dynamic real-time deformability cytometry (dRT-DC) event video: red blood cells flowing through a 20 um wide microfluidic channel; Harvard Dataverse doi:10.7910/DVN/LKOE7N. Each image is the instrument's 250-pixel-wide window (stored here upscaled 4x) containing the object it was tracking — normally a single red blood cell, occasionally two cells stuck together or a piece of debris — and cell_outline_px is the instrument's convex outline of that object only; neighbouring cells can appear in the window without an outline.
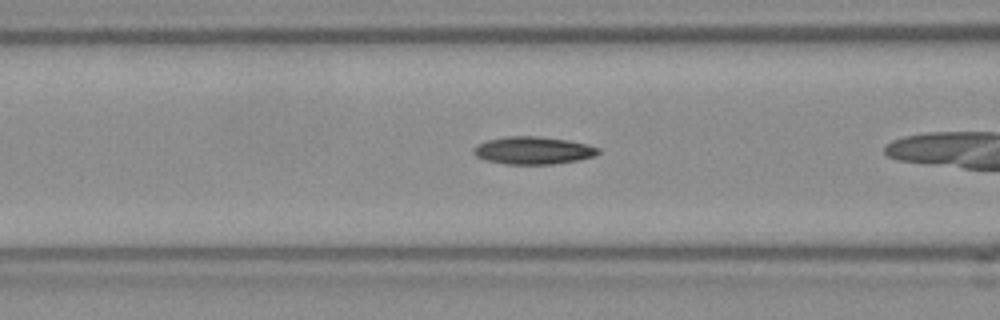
{"species": "Egyptian fruit bat (a non-hibernating species)", "species_latin": "Rousettus aegyptiacus", "temperature_condition": "room temperature", "stored_images_in_passage": 8, "camera_frame_rate_fps": 3000, "um_per_image_px": 0.085, "frame": {"image": 1, "passage_image": 6, "time_ms": 1.667, "image_size_px": [1000, 320], "cell_outline_px": [[600, 152], [592, 156], [580, 160], [552, 164], [508, 164], [488, 160], [476, 156], [472, 152], [472, 148], [476, 144], [488, 140], [508, 136], [536, 136], [568, 140], [588, 144], [600, 148]], "centroid_in_image_um": [45.32, 12.78], "position_along_channel_um": 121.3, "area_um2": 20.0}}